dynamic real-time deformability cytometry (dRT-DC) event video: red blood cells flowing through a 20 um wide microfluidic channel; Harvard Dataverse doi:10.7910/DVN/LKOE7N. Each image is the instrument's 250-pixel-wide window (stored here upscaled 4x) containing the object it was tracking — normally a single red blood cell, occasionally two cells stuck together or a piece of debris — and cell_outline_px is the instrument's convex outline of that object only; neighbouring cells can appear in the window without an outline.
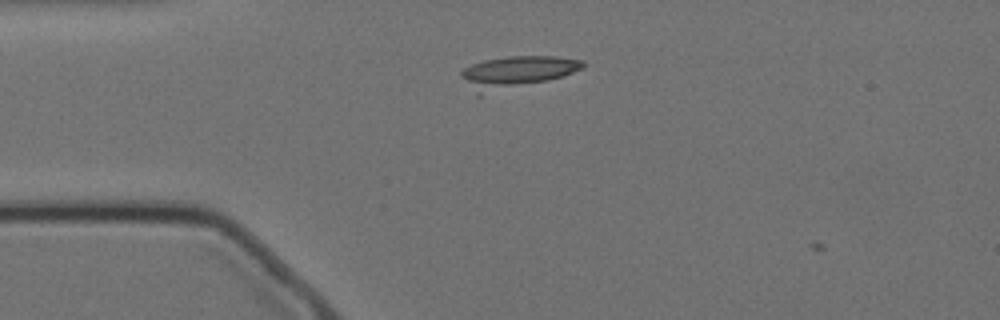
{"species": "Egyptian fruit bat (a non-hibernating species)", "species_latin": "Rousettus aegyptiacus", "temperature_condition": "cold", "stored_images_in_passage": 2, "camera_frame_rate_fps": 3000, "um_per_image_px": 0.085, "animal": {"sex": "female"}, "frame": {"image": 1, "passage_image": 1, "time_ms": 0.0, "image_size_px": [1000, 320], "cell_outline_px": [[584, 68], [564, 76], [548, 80], [480, 96], [476, 96], [460, 76], [460, 72], [464, 68], [472, 64], [484, 60], [508, 56], [556, 56], [584, 60]], "centroid_in_image_um": [43.88, 6.14], "position_along_channel_um": 41.1, "area_um2": 22.95}}